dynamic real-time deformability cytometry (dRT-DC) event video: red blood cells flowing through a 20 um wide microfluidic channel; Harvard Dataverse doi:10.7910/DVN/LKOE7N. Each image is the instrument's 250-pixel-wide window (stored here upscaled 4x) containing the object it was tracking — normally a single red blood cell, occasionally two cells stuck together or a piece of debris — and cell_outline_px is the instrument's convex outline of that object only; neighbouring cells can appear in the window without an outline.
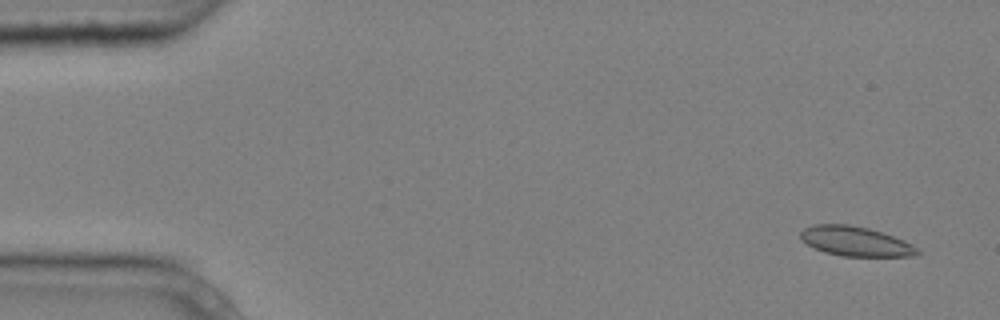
{"species": "common noctule bat (a hibernating species)", "species_latin": "Nyctalus noctula", "temperature_condition": "cold", "stored_images_in_passage": 4, "camera_frame_rate_fps": 3000, "um_per_image_px": 0.085, "animal": {"sex": "male", "body_mass_g": 20.4}, "frame": {"image": 1, "passage_image": 1, "time_ms": 0.0, "image_size_px": [1000, 320], "cell_outline_px": [[920, 252], [916, 256], [840, 256], [824, 252], [808, 244], [800, 236], [800, 232], [804, 228], [812, 224], [848, 224], [868, 228], [904, 240], [912, 244]], "centroid_in_image_um": [72.71, 20.51], "position_along_channel_um": 12.3, "area_um2": 20.0}}
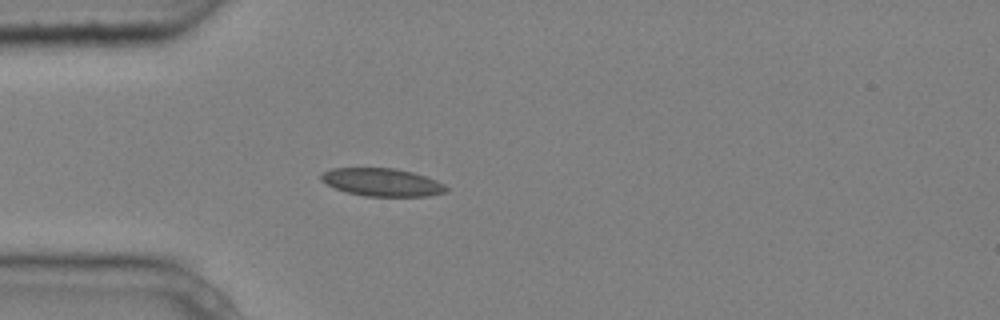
{"frame": {"image": 2, "passage_image": 4, "time_ms": 1.0, "image_size_px": [1000, 320], "cell_outline_px": [[448, 192], [428, 196], [364, 196], [348, 192], [336, 188], [320, 180], [320, 176], [324, 172], [332, 168], [396, 168], [412, 172], [436, 180], [444, 184], [448, 188]], "centroid_in_image_um": [32.5, 15.49], "position_along_channel_um": 52.5, "area_um2": 20.23}}